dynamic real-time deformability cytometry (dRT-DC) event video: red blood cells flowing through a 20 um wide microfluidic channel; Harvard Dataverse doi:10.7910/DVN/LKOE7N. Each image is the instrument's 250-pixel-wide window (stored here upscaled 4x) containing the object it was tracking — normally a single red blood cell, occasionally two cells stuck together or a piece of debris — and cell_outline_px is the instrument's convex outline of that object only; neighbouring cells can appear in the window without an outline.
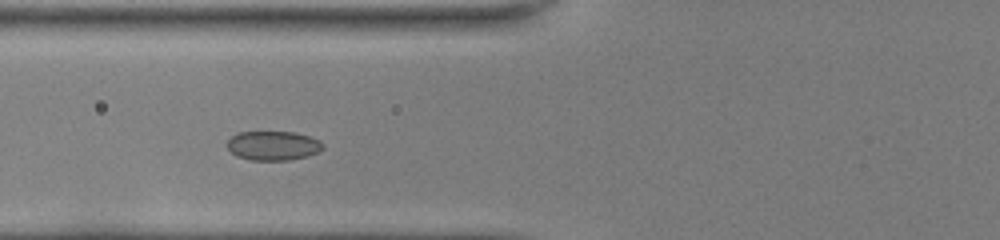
{"species": "common noctule bat (a hibernating species)", "species_latin": "Nyctalus noctula", "temperature_condition": "room temperature", "stored_images_in_passage": 42, "camera_frame_rate_fps": 3000, "um_per_image_px": 0.085, "animal": {"sex": "female", "body_mass_g": 22.0, "forearm_length_mm": 56.7}, "frame": {"image": 1, "passage_image": 12, "time_ms": 3.667, "image_size_px": [1000, 240], "cell_outline_px": [[324, 148], [320, 152], [308, 156], [288, 160], [252, 160], [236, 156], [228, 148], [228, 140], [236, 132], [296, 132], [320, 140], [324, 144]], "centroid_in_image_um": [23.25, 12.38], "position_along_channel_um": 102.5, "area_um2": 16.42}}
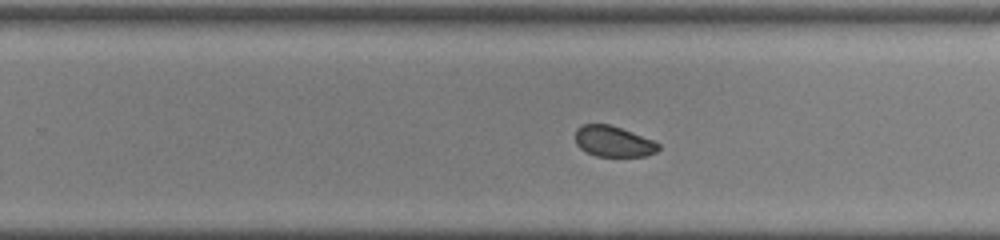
{"frame": {"image": 2, "passage_image": 25, "time_ms": 8.0, "image_size_px": [1000, 240], "cell_outline_px": [[660, 148], [656, 152], [648, 156], [596, 156], [580, 148], [576, 144], [576, 128], [584, 124], [608, 124], [632, 132], [652, 140], [660, 144]], "centroid_in_image_um": [52.14, 12.03], "position_along_channel_um": 277.7, "area_um2": 14.8}}
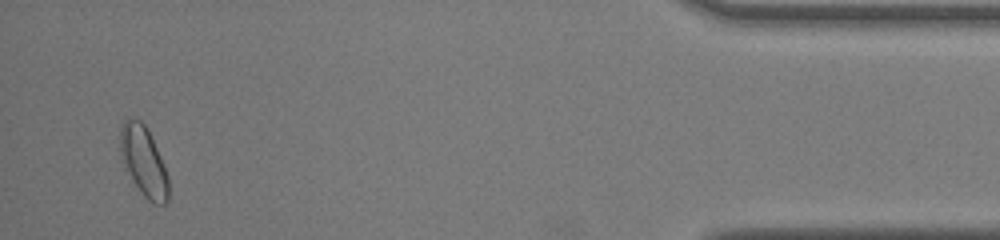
{"frame": {"image": 3, "passage_image": 40, "time_ms": 13.0, "image_size_px": [1000, 240], "cell_outline_px": [[168, 200], [164, 204], [156, 204], [148, 200], [144, 196], [120, 160], [120, 128], [124, 120], [140, 120], [148, 128], [160, 156], [168, 176]], "centroid_in_image_um": [12.2, 13.7], "position_along_channel_um": 423.0, "area_um2": 19.36}}